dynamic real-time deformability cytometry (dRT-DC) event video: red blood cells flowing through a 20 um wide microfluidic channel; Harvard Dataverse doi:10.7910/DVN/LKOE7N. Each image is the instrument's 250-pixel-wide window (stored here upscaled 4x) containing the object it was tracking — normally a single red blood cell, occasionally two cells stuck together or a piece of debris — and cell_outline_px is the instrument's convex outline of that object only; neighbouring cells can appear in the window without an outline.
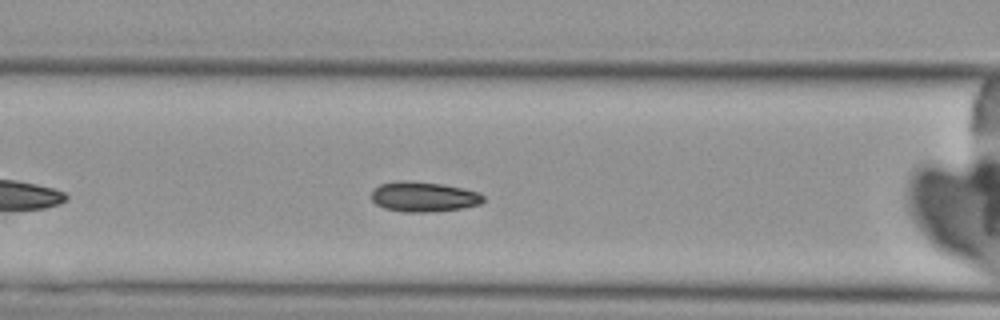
{"species": "Egyptian fruit bat (a non-hibernating species)", "species_latin": "Rousettus aegyptiacus", "temperature_condition": "cold", "stored_images_in_passage": 5, "camera_frame_rate_fps": 3000, "um_per_image_px": 0.085, "animal": {"sex": "female"}, "frame": {"image": 1, "passage_image": 5, "time_ms": 4.667, "image_size_px": [1000, 320], "cell_outline_px": [[484, 200], [480, 204], [460, 208], [428, 212], [408, 212], [384, 208], [376, 204], [372, 200], [372, 188], [380, 184], [396, 180], [404, 180], [440, 184], [464, 188], [480, 192], [484, 196]], "centroid_in_image_um": [35.99, 16.71], "position_along_channel_um": 130.6, "area_um2": 19.59}}